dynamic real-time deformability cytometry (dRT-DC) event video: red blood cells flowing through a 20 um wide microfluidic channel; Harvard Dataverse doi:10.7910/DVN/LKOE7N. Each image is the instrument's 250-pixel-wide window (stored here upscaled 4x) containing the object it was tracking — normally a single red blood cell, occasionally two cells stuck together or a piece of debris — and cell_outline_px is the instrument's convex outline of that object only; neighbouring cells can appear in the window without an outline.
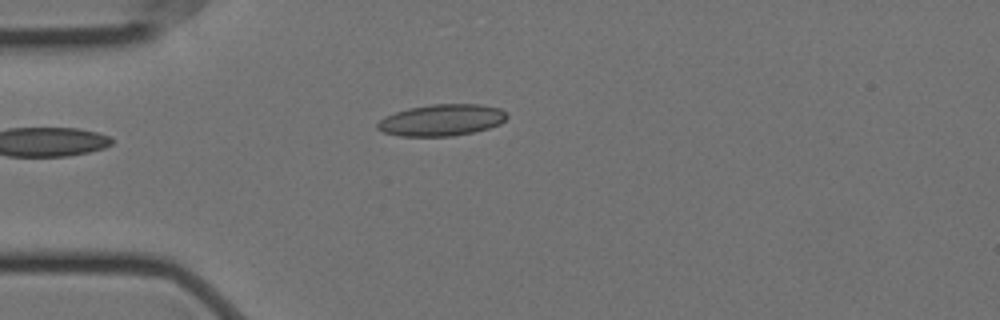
{"species": "Egyptian fruit bat (a non-hibernating species)", "species_latin": "Rousettus aegyptiacus", "temperature_condition": "cold", "stored_images_in_passage": 1, "camera_frame_rate_fps": 3000, "um_per_image_px": 0.085, "animal": {"sex": "female"}, "frame": {"image": 1, "passage_image": 1, "time_ms": 0.0, "image_size_px": [1000, 320], "cell_outline_px": [[508, 116], [500, 124], [488, 128], [472, 132], [452, 136], [400, 136], [384, 132], [376, 128], [376, 124], [384, 116], [408, 108], [432, 104], [480, 104], [500, 108]], "centroid_in_image_um": [37.52, 10.2], "position_along_channel_um": 47.5, "area_um2": 23.76}}